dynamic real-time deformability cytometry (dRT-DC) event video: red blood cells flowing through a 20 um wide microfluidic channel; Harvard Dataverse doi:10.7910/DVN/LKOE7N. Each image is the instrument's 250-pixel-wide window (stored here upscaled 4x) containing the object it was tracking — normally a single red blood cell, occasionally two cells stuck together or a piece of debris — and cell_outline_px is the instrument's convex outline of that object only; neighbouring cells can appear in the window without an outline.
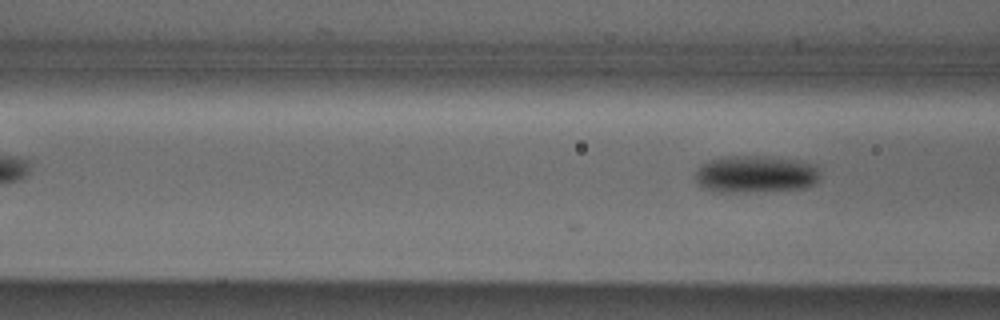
{"species": "Egyptian fruit bat (a non-hibernating species)", "species_latin": "Rousettus aegyptiacus", "temperature_condition": "cold", "stored_images_in_passage": 4, "camera_frame_rate_fps": 3000, "um_per_image_px": 0.085, "animal": {"sex": "male"}, "frame": {"image": 1, "passage_image": 4, "time_ms": 1.0, "image_size_px": [1000, 320], "cell_outline_px": [[820, 176], [816, 184], [804, 188], [736, 192], [720, 192], [704, 188], [696, 180], [696, 172], [700, 164], [708, 160], [724, 156], [768, 156], [792, 160], [812, 164], [820, 172]], "centroid_in_image_um": [64.2, 14.79], "position_along_channel_um": 102.4, "area_um2": 26.88}}